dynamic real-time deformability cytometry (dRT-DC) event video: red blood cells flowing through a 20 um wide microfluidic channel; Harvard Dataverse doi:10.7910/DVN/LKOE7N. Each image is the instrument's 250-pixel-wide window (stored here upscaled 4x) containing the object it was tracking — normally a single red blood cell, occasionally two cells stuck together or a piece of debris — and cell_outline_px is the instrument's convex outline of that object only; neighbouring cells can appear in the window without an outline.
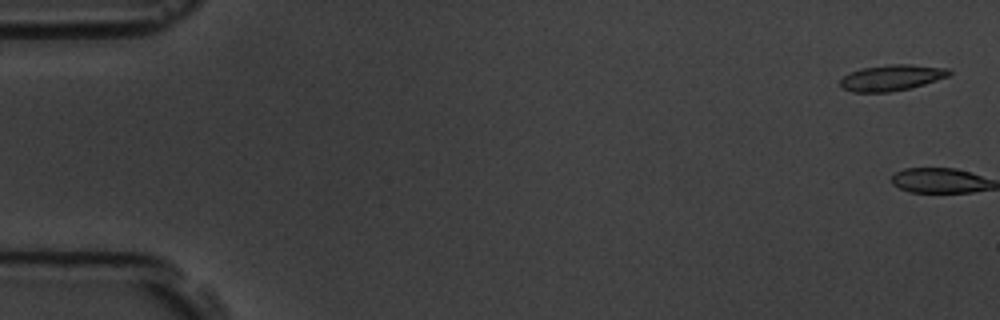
{"species": "common noctule bat (a hibernating species)", "species_latin": "Nyctalus noctula", "temperature_condition": "room temperature", "stored_images_in_passage": 6, "camera_frame_rate_fps": 3000, "um_per_image_px": 0.085, "animal": {"sex": "male", "body_mass_g": 19.5, "forearm_length_mm": 54.6}, "frame": {"image": 1, "passage_image": 1, "time_ms": 0.0, "image_size_px": [1000, 320], "cell_outline_px": [[952, 72], [948, 76], [924, 84], [908, 88], [888, 92], [852, 92], [844, 88], [840, 84], [840, 80], [848, 72], [860, 68], [888, 64], [908, 64], [948, 68]], "centroid_in_image_um": [75.76, 6.59], "position_along_channel_um": 9.2, "area_um2": 16.42}}